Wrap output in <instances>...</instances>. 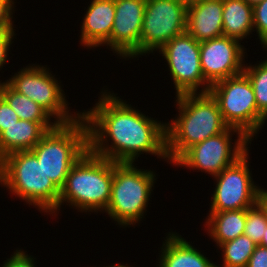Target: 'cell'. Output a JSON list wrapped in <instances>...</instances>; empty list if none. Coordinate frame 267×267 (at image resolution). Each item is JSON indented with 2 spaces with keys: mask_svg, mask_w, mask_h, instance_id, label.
I'll list each match as a JSON object with an SVG mask.
<instances>
[{
  "mask_svg": "<svg viewBox=\"0 0 267 267\" xmlns=\"http://www.w3.org/2000/svg\"><path fill=\"white\" fill-rule=\"evenodd\" d=\"M247 267H267V248L257 245Z\"/></svg>",
  "mask_w": 267,
  "mask_h": 267,
  "instance_id": "30",
  "label": "cell"
},
{
  "mask_svg": "<svg viewBox=\"0 0 267 267\" xmlns=\"http://www.w3.org/2000/svg\"><path fill=\"white\" fill-rule=\"evenodd\" d=\"M209 93L217 101L225 124L240 130L252 142L266 119L258 112L248 77L241 73L219 80L210 86Z\"/></svg>",
  "mask_w": 267,
  "mask_h": 267,
  "instance_id": "7",
  "label": "cell"
},
{
  "mask_svg": "<svg viewBox=\"0 0 267 267\" xmlns=\"http://www.w3.org/2000/svg\"><path fill=\"white\" fill-rule=\"evenodd\" d=\"M159 52L167 62L177 96L209 92L211 84L202 73L199 41L185 32L168 41Z\"/></svg>",
  "mask_w": 267,
  "mask_h": 267,
  "instance_id": "10",
  "label": "cell"
},
{
  "mask_svg": "<svg viewBox=\"0 0 267 267\" xmlns=\"http://www.w3.org/2000/svg\"><path fill=\"white\" fill-rule=\"evenodd\" d=\"M239 42L224 35L200 42L202 73L211 85L243 73L246 52Z\"/></svg>",
  "mask_w": 267,
  "mask_h": 267,
  "instance_id": "13",
  "label": "cell"
},
{
  "mask_svg": "<svg viewBox=\"0 0 267 267\" xmlns=\"http://www.w3.org/2000/svg\"><path fill=\"white\" fill-rule=\"evenodd\" d=\"M115 18V0H91L81 25L80 43L88 49L109 46ZM106 44V45H105Z\"/></svg>",
  "mask_w": 267,
  "mask_h": 267,
  "instance_id": "15",
  "label": "cell"
},
{
  "mask_svg": "<svg viewBox=\"0 0 267 267\" xmlns=\"http://www.w3.org/2000/svg\"><path fill=\"white\" fill-rule=\"evenodd\" d=\"M105 267V266H104ZM106 267H131V266H127L126 264H116V265H111V266H106ZM133 267V266H132Z\"/></svg>",
  "mask_w": 267,
  "mask_h": 267,
  "instance_id": "35",
  "label": "cell"
},
{
  "mask_svg": "<svg viewBox=\"0 0 267 267\" xmlns=\"http://www.w3.org/2000/svg\"><path fill=\"white\" fill-rule=\"evenodd\" d=\"M48 131L39 123L19 120L0 133V160L17 151L31 150Z\"/></svg>",
  "mask_w": 267,
  "mask_h": 267,
  "instance_id": "18",
  "label": "cell"
},
{
  "mask_svg": "<svg viewBox=\"0 0 267 267\" xmlns=\"http://www.w3.org/2000/svg\"><path fill=\"white\" fill-rule=\"evenodd\" d=\"M0 183L29 206L57 214L60 189L47 178L31 150L13 152L0 160Z\"/></svg>",
  "mask_w": 267,
  "mask_h": 267,
  "instance_id": "4",
  "label": "cell"
},
{
  "mask_svg": "<svg viewBox=\"0 0 267 267\" xmlns=\"http://www.w3.org/2000/svg\"><path fill=\"white\" fill-rule=\"evenodd\" d=\"M266 227L267 218L257 203L246 209L244 235H247L250 239H252L255 244L260 245Z\"/></svg>",
  "mask_w": 267,
  "mask_h": 267,
  "instance_id": "24",
  "label": "cell"
},
{
  "mask_svg": "<svg viewBox=\"0 0 267 267\" xmlns=\"http://www.w3.org/2000/svg\"><path fill=\"white\" fill-rule=\"evenodd\" d=\"M180 2L182 5H184L186 8L198 4L201 0H177Z\"/></svg>",
  "mask_w": 267,
  "mask_h": 267,
  "instance_id": "32",
  "label": "cell"
},
{
  "mask_svg": "<svg viewBox=\"0 0 267 267\" xmlns=\"http://www.w3.org/2000/svg\"><path fill=\"white\" fill-rule=\"evenodd\" d=\"M35 259L20 249L16 250L10 258L5 260L2 267H36Z\"/></svg>",
  "mask_w": 267,
  "mask_h": 267,
  "instance_id": "27",
  "label": "cell"
},
{
  "mask_svg": "<svg viewBox=\"0 0 267 267\" xmlns=\"http://www.w3.org/2000/svg\"><path fill=\"white\" fill-rule=\"evenodd\" d=\"M187 8L177 0H147L140 37V56L159 51L186 32Z\"/></svg>",
  "mask_w": 267,
  "mask_h": 267,
  "instance_id": "11",
  "label": "cell"
},
{
  "mask_svg": "<svg viewBox=\"0 0 267 267\" xmlns=\"http://www.w3.org/2000/svg\"><path fill=\"white\" fill-rule=\"evenodd\" d=\"M0 95L15 111L19 119L39 122L47 131L54 129L59 123L43 107L27 96L15 91L6 81L0 83Z\"/></svg>",
  "mask_w": 267,
  "mask_h": 267,
  "instance_id": "21",
  "label": "cell"
},
{
  "mask_svg": "<svg viewBox=\"0 0 267 267\" xmlns=\"http://www.w3.org/2000/svg\"><path fill=\"white\" fill-rule=\"evenodd\" d=\"M235 133L237 139L232 143V136ZM249 143L251 144V141L240 130L227 127L222 133L211 136L187 149L173 165L197 169L199 172L205 171L214 177L249 151Z\"/></svg>",
  "mask_w": 267,
  "mask_h": 267,
  "instance_id": "9",
  "label": "cell"
},
{
  "mask_svg": "<svg viewBox=\"0 0 267 267\" xmlns=\"http://www.w3.org/2000/svg\"><path fill=\"white\" fill-rule=\"evenodd\" d=\"M110 92L101 91L96 106L81 112L88 127L89 151L116 163L135 164L144 153L168 162L166 123L146 116Z\"/></svg>",
  "mask_w": 267,
  "mask_h": 267,
  "instance_id": "1",
  "label": "cell"
},
{
  "mask_svg": "<svg viewBox=\"0 0 267 267\" xmlns=\"http://www.w3.org/2000/svg\"><path fill=\"white\" fill-rule=\"evenodd\" d=\"M223 35L246 39L254 31L253 6L242 0H223Z\"/></svg>",
  "mask_w": 267,
  "mask_h": 267,
  "instance_id": "20",
  "label": "cell"
},
{
  "mask_svg": "<svg viewBox=\"0 0 267 267\" xmlns=\"http://www.w3.org/2000/svg\"><path fill=\"white\" fill-rule=\"evenodd\" d=\"M253 25L263 50H267V0L253 6Z\"/></svg>",
  "mask_w": 267,
  "mask_h": 267,
  "instance_id": "25",
  "label": "cell"
},
{
  "mask_svg": "<svg viewBox=\"0 0 267 267\" xmlns=\"http://www.w3.org/2000/svg\"><path fill=\"white\" fill-rule=\"evenodd\" d=\"M15 91L27 96L43 107L59 124H68L81 117V112H70L60 82L49 68L30 65L5 80ZM69 108V109H68Z\"/></svg>",
  "mask_w": 267,
  "mask_h": 267,
  "instance_id": "8",
  "label": "cell"
},
{
  "mask_svg": "<svg viewBox=\"0 0 267 267\" xmlns=\"http://www.w3.org/2000/svg\"><path fill=\"white\" fill-rule=\"evenodd\" d=\"M207 217L204 226L216 246L234 240L244 233L246 209L210 212Z\"/></svg>",
  "mask_w": 267,
  "mask_h": 267,
  "instance_id": "19",
  "label": "cell"
},
{
  "mask_svg": "<svg viewBox=\"0 0 267 267\" xmlns=\"http://www.w3.org/2000/svg\"><path fill=\"white\" fill-rule=\"evenodd\" d=\"M176 232H169L160 251L158 267H216V264Z\"/></svg>",
  "mask_w": 267,
  "mask_h": 267,
  "instance_id": "17",
  "label": "cell"
},
{
  "mask_svg": "<svg viewBox=\"0 0 267 267\" xmlns=\"http://www.w3.org/2000/svg\"><path fill=\"white\" fill-rule=\"evenodd\" d=\"M112 182L113 161L88 150L72 166L60 189L58 211L65 202L78 212H104L110 202Z\"/></svg>",
  "mask_w": 267,
  "mask_h": 267,
  "instance_id": "3",
  "label": "cell"
},
{
  "mask_svg": "<svg viewBox=\"0 0 267 267\" xmlns=\"http://www.w3.org/2000/svg\"><path fill=\"white\" fill-rule=\"evenodd\" d=\"M178 115L166 123V153L169 164L187 149L222 133L223 121L217 101L208 93L176 95Z\"/></svg>",
  "mask_w": 267,
  "mask_h": 267,
  "instance_id": "2",
  "label": "cell"
},
{
  "mask_svg": "<svg viewBox=\"0 0 267 267\" xmlns=\"http://www.w3.org/2000/svg\"><path fill=\"white\" fill-rule=\"evenodd\" d=\"M19 117L15 111L9 106L6 100L0 95V133L6 129V127L19 121Z\"/></svg>",
  "mask_w": 267,
  "mask_h": 267,
  "instance_id": "28",
  "label": "cell"
},
{
  "mask_svg": "<svg viewBox=\"0 0 267 267\" xmlns=\"http://www.w3.org/2000/svg\"><path fill=\"white\" fill-rule=\"evenodd\" d=\"M155 177V171L138 169L134 163L113 161L111 198L104 212L121 227L142 221L156 183Z\"/></svg>",
  "mask_w": 267,
  "mask_h": 267,
  "instance_id": "6",
  "label": "cell"
},
{
  "mask_svg": "<svg viewBox=\"0 0 267 267\" xmlns=\"http://www.w3.org/2000/svg\"><path fill=\"white\" fill-rule=\"evenodd\" d=\"M256 246L257 244L244 234L220 244L218 248L222 251L223 264L220 266L218 264L216 267H247Z\"/></svg>",
  "mask_w": 267,
  "mask_h": 267,
  "instance_id": "22",
  "label": "cell"
},
{
  "mask_svg": "<svg viewBox=\"0 0 267 267\" xmlns=\"http://www.w3.org/2000/svg\"><path fill=\"white\" fill-rule=\"evenodd\" d=\"M88 150V127L82 116L72 123L58 124L31 149L47 178L59 189L64 186L72 166Z\"/></svg>",
  "mask_w": 267,
  "mask_h": 267,
  "instance_id": "5",
  "label": "cell"
},
{
  "mask_svg": "<svg viewBox=\"0 0 267 267\" xmlns=\"http://www.w3.org/2000/svg\"><path fill=\"white\" fill-rule=\"evenodd\" d=\"M262 61L257 65L247 64L243 73L253 87L258 112L267 120V58Z\"/></svg>",
  "mask_w": 267,
  "mask_h": 267,
  "instance_id": "23",
  "label": "cell"
},
{
  "mask_svg": "<svg viewBox=\"0 0 267 267\" xmlns=\"http://www.w3.org/2000/svg\"><path fill=\"white\" fill-rule=\"evenodd\" d=\"M260 246L267 248V227L265 229V233H264L263 238L261 240Z\"/></svg>",
  "mask_w": 267,
  "mask_h": 267,
  "instance_id": "33",
  "label": "cell"
},
{
  "mask_svg": "<svg viewBox=\"0 0 267 267\" xmlns=\"http://www.w3.org/2000/svg\"><path fill=\"white\" fill-rule=\"evenodd\" d=\"M257 204L261 207L265 217L267 218V193L264 191L263 188H261L258 192Z\"/></svg>",
  "mask_w": 267,
  "mask_h": 267,
  "instance_id": "31",
  "label": "cell"
},
{
  "mask_svg": "<svg viewBox=\"0 0 267 267\" xmlns=\"http://www.w3.org/2000/svg\"><path fill=\"white\" fill-rule=\"evenodd\" d=\"M248 154L247 151L234 164L213 177L216 188L212 194L209 212L248 209L257 203L261 187L254 184L252 179Z\"/></svg>",
  "mask_w": 267,
  "mask_h": 267,
  "instance_id": "12",
  "label": "cell"
},
{
  "mask_svg": "<svg viewBox=\"0 0 267 267\" xmlns=\"http://www.w3.org/2000/svg\"><path fill=\"white\" fill-rule=\"evenodd\" d=\"M147 0H115L111 50L123 59L140 56V37Z\"/></svg>",
  "mask_w": 267,
  "mask_h": 267,
  "instance_id": "14",
  "label": "cell"
},
{
  "mask_svg": "<svg viewBox=\"0 0 267 267\" xmlns=\"http://www.w3.org/2000/svg\"><path fill=\"white\" fill-rule=\"evenodd\" d=\"M223 0H201L187 8L186 32L199 42L223 35Z\"/></svg>",
  "mask_w": 267,
  "mask_h": 267,
  "instance_id": "16",
  "label": "cell"
},
{
  "mask_svg": "<svg viewBox=\"0 0 267 267\" xmlns=\"http://www.w3.org/2000/svg\"><path fill=\"white\" fill-rule=\"evenodd\" d=\"M15 35V31H0V69H2L3 65L8 61V51H10V47L13 43L12 40Z\"/></svg>",
  "mask_w": 267,
  "mask_h": 267,
  "instance_id": "29",
  "label": "cell"
},
{
  "mask_svg": "<svg viewBox=\"0 0 267 267\" xmlns=\"http://www.w3.org/2000/svg\"><path fill=\"white\" fill-rule=\"evenodd\" d=\"M14 0H0V31H14Z\"/></svg>",
  "mask_w": 267,
  "mask_h": 267,
  "instance_id": "26",
  "label": "cell"
},
{
  "mask_svg": "<svg viewBox=\"0 0 267 267\" xmlns=\"http://www.w3.org/2000/svg\"><path fill=\"white\" fill-rule=\"evenodd\" d=\"M242 1L248 3V4L251 5V6H254V5H256V4L260 3V2H262L263 0H242Z\"/></svg>",
  "mask_w": 267,
  "mask_h": 267,
  "instance_id": "34",
  "label": "cell"
}]
</instances>
